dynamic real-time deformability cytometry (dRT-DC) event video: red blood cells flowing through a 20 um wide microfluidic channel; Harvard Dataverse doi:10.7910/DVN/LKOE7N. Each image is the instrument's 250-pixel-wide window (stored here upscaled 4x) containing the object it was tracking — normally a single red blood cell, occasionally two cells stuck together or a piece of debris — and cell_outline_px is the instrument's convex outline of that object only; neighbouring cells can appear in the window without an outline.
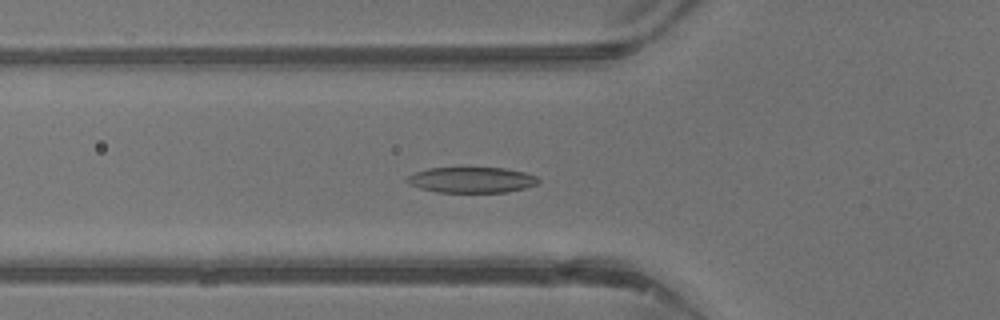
{"species": "common noctule bat (a hibernating species)", "species_latin": "Nyctalus noctula", "temperature_condition": "warm", "stored_images_in_passage": 32, "camera_frame_rate_fps": 3000, "um_per_image_px": 0.085, "animal": {"sex": "male", "body_mass_g": 13.3}, "frame": {"image": 1, "passage_image": 5, "time_ms": 1.333, "image_size_px": [1000, 320], "cell_outline_px": [[540, 180], [536, 184], [524, 188], [508, 192], [436, 192], [420, 188], [408, 184], [404, 180], [408, 176], [416, 172], [428, 168], [504, 168], [524, 172], [536, 176]], "centroid_in_image_um": [40.06, 15.29], "position_along_channel_um": 85.7, "area_um2": 19.59}}
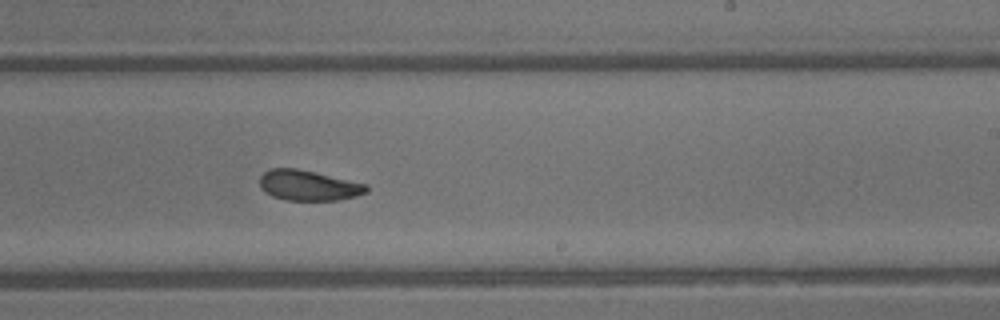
{"frame": {"image": 2, "passage_image": 16, "time_ms": 5.0, "image_size_px": [1000, 320], "cell_outline_px": [[368, 192], [356, 196], [336, 200], [284, 200], [272, 196], [264, 192], [260, 188], [260, 176], [264, 172], [272, 168], [296, 168], [368, 184]], "centroid_in_image_um": [26.2, 15.76], "position_along_channel_um": 262.8, "area_um2": 18.9}}
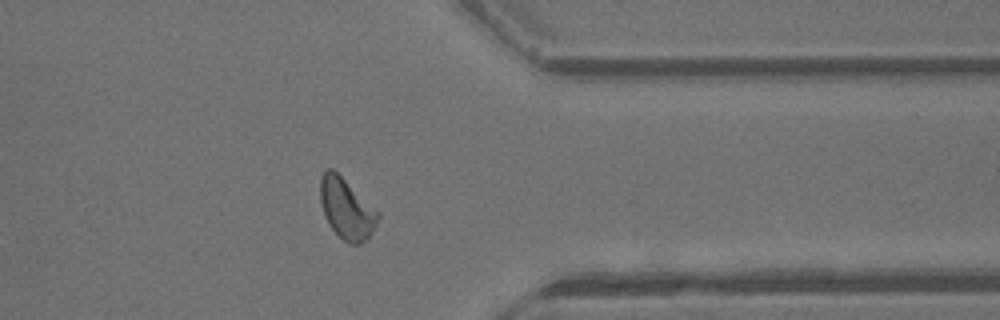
{"frame": {"image": 3, "passage_image": 24, "time_ms": 7.667, "image_size_px": [1000, 320], "cell_outline_px": [[380, 216], [376, 224], [368, 236], [360, 244], [348, 244], [332, 228], [324, 212], [320, 200], [320, 176], [328, 168], [332, 168], [380, 212]], "centroid_in_image_um": [29.46, 17.72], "position_along_channel_um": 381.9, "area_um2": 19.94}, "authors_computed_cell_mechanics": {"area_um2": 19.652, "velocity_mm_per_s": 4.8156, "shape_relaxation_time_tau1_ms": 3.1442, "shape_relaxation_time_tau2_ms": 2.0838, "deformation_change_tau1": 0.1484, "deformation_change_tau2": 0.0956}}